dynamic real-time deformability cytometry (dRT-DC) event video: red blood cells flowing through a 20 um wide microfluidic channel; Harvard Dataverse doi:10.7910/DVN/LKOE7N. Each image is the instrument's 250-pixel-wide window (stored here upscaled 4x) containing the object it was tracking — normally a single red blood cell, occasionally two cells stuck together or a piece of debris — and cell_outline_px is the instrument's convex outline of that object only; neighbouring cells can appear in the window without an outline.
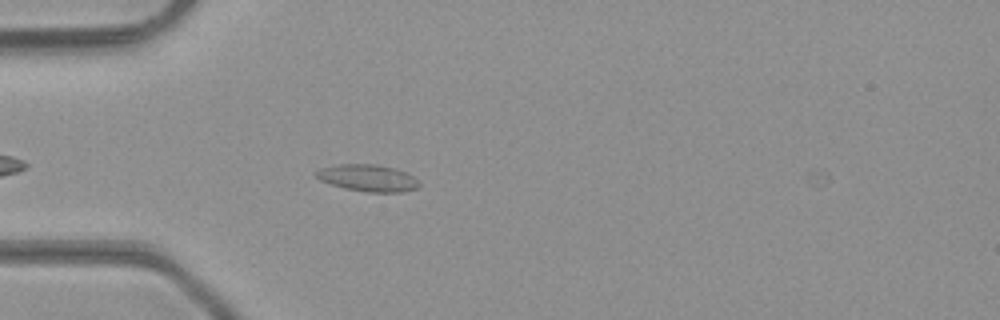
{"species": "common noctule bat (a hibernating species)", "species_latin": "Nyctalus noctula", "temperature_condition": "room temperature", "stored_images_in_passage": 29, "camera_frame_rate_fps": 3000, "um_per_image_px": 0.085, "animal": {"sex": "male", "body_mass_g": 23.1, "forearm_length_mm": 52.7}, "frame": {"image": 1, "passage_image": 5, "time_ms": 1.333, "image_size_px": [1000, 320], "cell_outline_px": [[420, 184], [416, 188], [400, 192], [368, 192], [344, 188], [320, 180], [312, 172], [320, 168], [340, 164], [376, 164], [392, 168], [404, 172], [412, 176]], "centroid_in_image_um": [31.21, 15.12], "position_along_channel_um": 53.8, "area_um2": 15.9}}
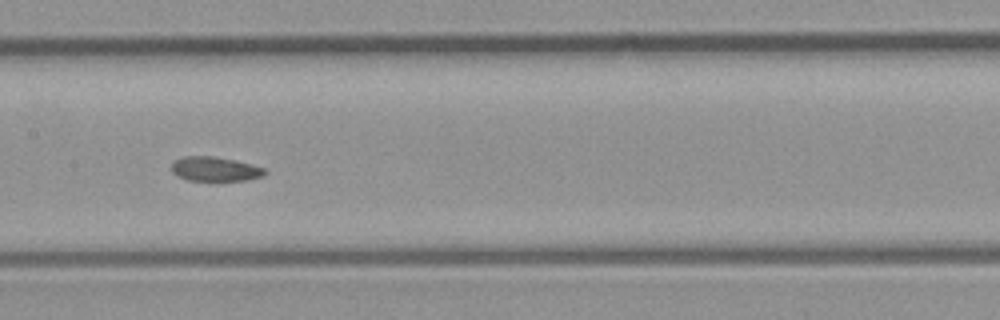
{"frame": {"image": 2, "passage_image": 15, "time_ms": 4.667, "image_size_px": [1000, 320], "cell_outline_px": [[268, 172], [264, 176], [248, 180], [188, 180], [176, 176], [172, 172], [172, 164], [176, 160], [184, 156], [212, 156], [236, 160], [264, 168]], "centroid_in_image_um": [18.3, 14.37], "position_along_channel_um": 189.1, "area_um2": 13.24}}
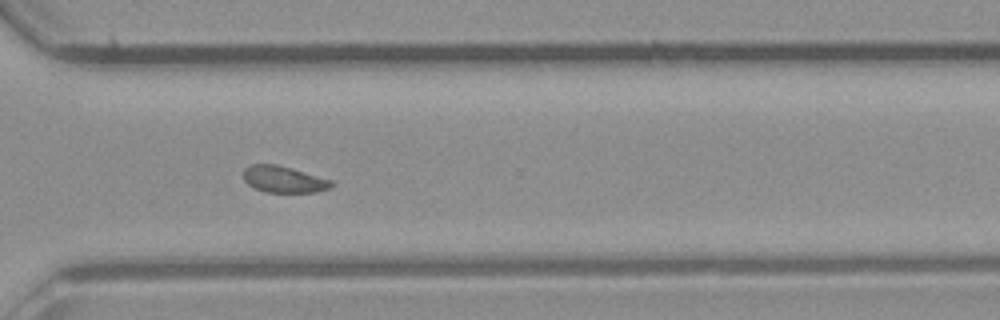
{"frame": {"image": 3, "passage_image": 26, "time_ms": 8.333, "image_size_px": [1000, 320], "cell_outline_px": [[336, 184], [328, 188], [316, 192], [264, 192], [248, 184], [244, 180], [244, 168], [252, 164], [276, 164], [292, 168], [332, 180]], "centroid_in_image_um": [24.13, 15.24], "position_along_channel_um": 346.5, "area_um2": 13.58}, "authors_computed_cell_mechanics": {"area_um2": 14.2766, "velocity_mm_per_s": 4.303, "shape_relaxation_time_tau1_ms": null, "shape_relaxation_time_tau2_ms": 1.4625, "deformation_change_tau1": null, "deformation_change_tau2": 0.0628}}